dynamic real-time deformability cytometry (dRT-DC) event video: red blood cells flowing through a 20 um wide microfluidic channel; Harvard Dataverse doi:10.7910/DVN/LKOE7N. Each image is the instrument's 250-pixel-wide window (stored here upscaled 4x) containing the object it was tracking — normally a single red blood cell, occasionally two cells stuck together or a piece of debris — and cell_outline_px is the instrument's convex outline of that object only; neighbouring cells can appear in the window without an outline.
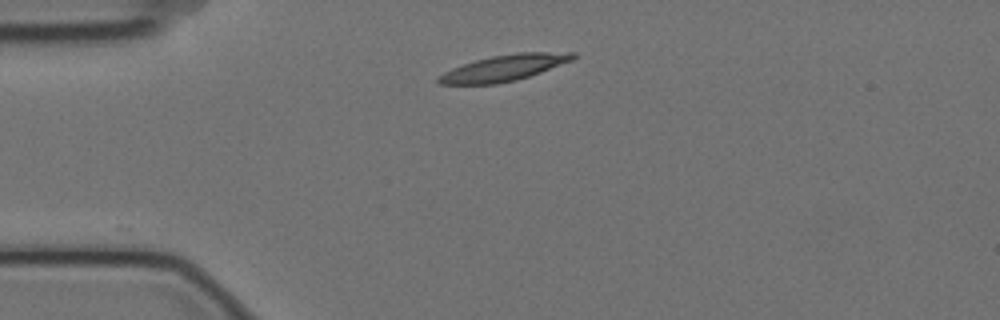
{"species": "Egyptian fruit bat (a non-hibernating species)", "species_latin": "Rousettus aegyptiacus", "temperature_condition": "cold", "stored_images_in_passage": 2, "camera_frame_rate_fps": 3000, "um_per_image_px": 0.085, "animal": {"sex": "female"}, "frame": {"image": 1, "passage_image": 2, "time_ms": 0.333, "image_size_px": [1000, 320], "cell_outline_px": [[576, 56], [572, 60], [540, 72], [516, 80], [496, 84], [440, 84], [436, 80], [436, 76], [452, 68], [476, 60], [492, 56], [516, 52], [576, 52]], "centroid_in_image_um": [42.82, 5.77], "position_along_channel_um": 42.2, "area_um2": 20.29}}